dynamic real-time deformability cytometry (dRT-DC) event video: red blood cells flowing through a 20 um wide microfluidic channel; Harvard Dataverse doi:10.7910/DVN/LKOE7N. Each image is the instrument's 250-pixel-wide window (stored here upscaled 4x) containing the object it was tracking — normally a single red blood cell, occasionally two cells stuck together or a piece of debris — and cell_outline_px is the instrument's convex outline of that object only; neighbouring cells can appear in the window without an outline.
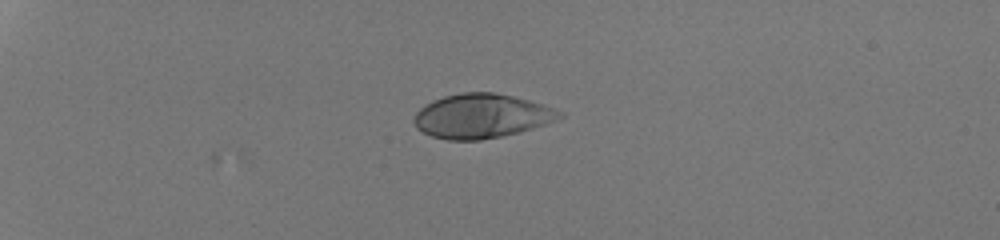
{"species": "human", "species_latin": "Homo sapiens", "temperature_condition": "room temperature", "stored_images_in_passage": 24, "camera_frame_rate_fps": 3000, "um_per_image_px": 0.085, "donor": {"sex": "male"}, "frame": {"image": 1, "passage_image": 1, "time_ms": 0.0, "image_size_px": [1000, 240], "cell_outline_px": [[564, 116], [556, 120], [520, 132], [480, 140], [448, 140], [432, 136], [416, 128], [412, 120], [416, 112], [424, 104], [432, 100], [444, 96], [460, 92], [496, 92], [544, 104], [556, 108], [564, 112]], "centroid_in_image_um": [40.92, 9.85], "position_along_channel_um": 44.1, "area_um2": 37.74}}
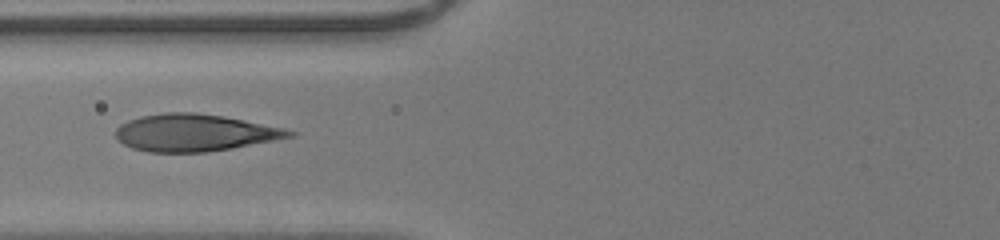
{"frame": {"image": 2, "passage_image": 11, "time_ms": 3.333, "image_size_px": [1000, 240], "cell_outline_px": [[296, 136], [232, 148], [208, 152], [148, 152], [132, 148], [116, 140], [116, 128], [120, 124], [128, 120], [140, 116], [164, 112], [196, 112], [224, 116], [284, 128], [296, 132]], "centroid_in_image_um": [16.52, 11.27], "position_along_channel_um": 109.3, "area_um2": 37.74}}
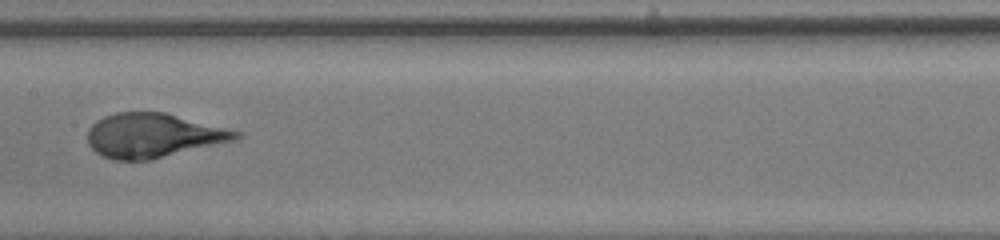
{"frame": {"image": 3, "passage_image": 17, "time_ms": 5.333, "image_size_px": [1000, 240], "cell_outline_px": [[244, 136], [236, 140], [148, 160], [116, 160], [104, 156], [96, 152], [88, 144], [88, 128], [96, 120], [104, 116], [116, 112], [164, 112], [240, 132]], "centroid_in_image_um": [12.99, 11.51], "position_along_channel_um": 194.4, "area_um2": 37.92}}